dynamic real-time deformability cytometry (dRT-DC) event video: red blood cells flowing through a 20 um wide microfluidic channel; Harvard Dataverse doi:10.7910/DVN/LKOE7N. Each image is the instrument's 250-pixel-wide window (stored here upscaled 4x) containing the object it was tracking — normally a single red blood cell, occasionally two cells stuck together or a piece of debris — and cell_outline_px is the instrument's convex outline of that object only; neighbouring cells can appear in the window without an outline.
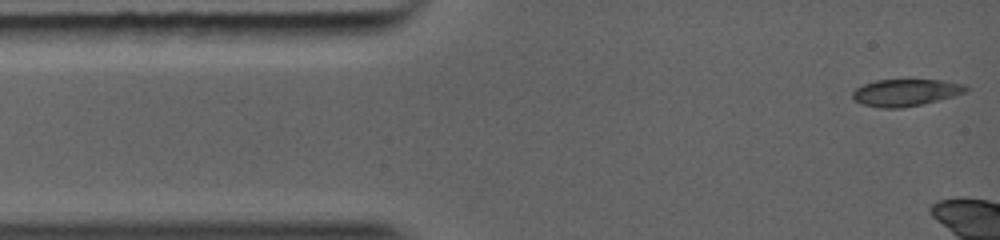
{"species": "common noctule bat (a hibernating species)", "species_latin": "Nyctalus noctula", "temperature_condition": "warm", "stored_images_in_passage": 5, "camera_frame_rate_fps": 5000, "um_per_image_px": 0.085, "animal": {"sex": "female", "body_mass_g": 19.0, "forearm_length_mm": 56.7}, "frame": {"image": 1, "passage_image": 1, "time_ms": 0.0, "image_size_px": [1000, 240], "cell_outline_px": [[968, 88], [964, 92], [952, 96], [924, 104], [900, 108], [880, 108], [860, 104], [852, 100], [852, 92], [856, 88], [864, 84], [876, 80], [940, 80], [964, 84]], "centroid_in_image_um": [76.91, 7.88], "position_along_channel_um": 8.1, "area_um2": 17.8}}